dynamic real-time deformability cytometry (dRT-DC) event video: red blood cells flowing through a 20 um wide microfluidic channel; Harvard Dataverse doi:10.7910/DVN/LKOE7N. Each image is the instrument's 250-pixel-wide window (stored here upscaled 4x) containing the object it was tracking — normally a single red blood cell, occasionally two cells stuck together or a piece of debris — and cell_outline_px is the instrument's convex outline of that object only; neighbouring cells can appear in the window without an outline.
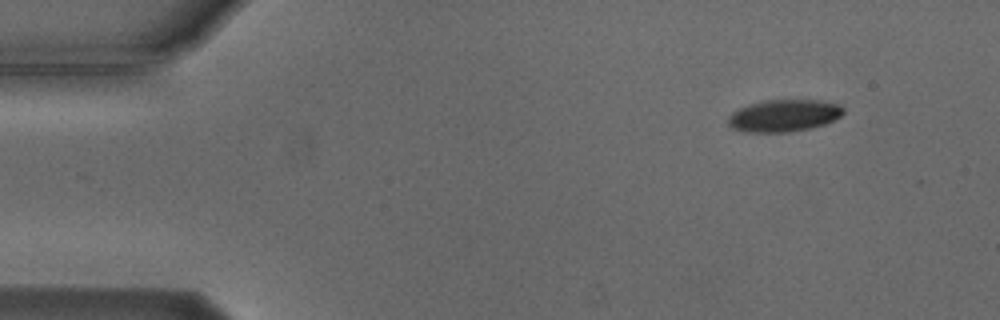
{"species": "Egyptian fruit bat (a non-hibernating species)", "species_latin": "Rousettus aegyptiacus", "temperature_condition": "cold", "stored_images_in_passage": 4, "camera_frame_rate_fps": 3000, "um_per_image_px": 0.085, "animal": {"sex": "male"}, "frame": {"image": 1, "passage_image": 1, "time_ms": 0.0, "image_size_px": [1000, 320], "cell_outline_px": [[844, 112], [840, 116], [824, 124], [808, 128], [788, 132], [748, 132], [732, 128], [728, 124], [728, 116], [732, 112], [748, 104], [764, 100], [820, 100], [840, 104], [844, 108]], "centroid_in_image_um": [66.62, 9.81], "position_along_channel_um": 18.4, "area_um2": 21.5}}
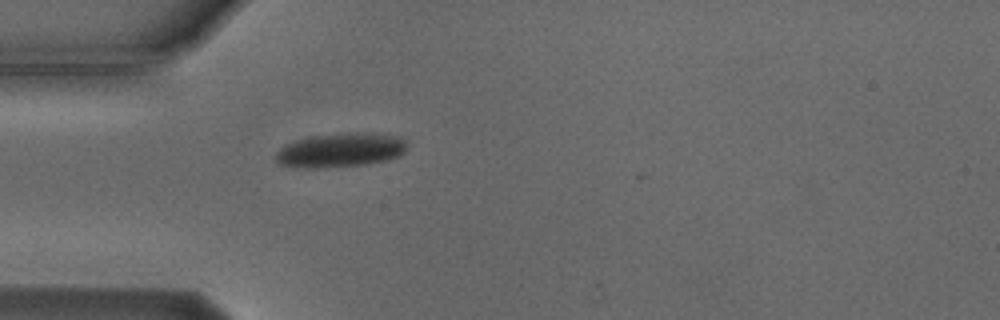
{"frame": {"image": 2, "passage_image": 4, "time_ms": 3.333, "image_size_px": [1000, 320], "cell_outline_px": [[404, 152], [400, 156], [388, 160], [368, 164], [324, 168], [308, 168], [280, 164], [272, 156], [284, 144], [296, 140], [312, 136], [336, 132], [372, 132], [400, 136], [404, 140]], "centroid_in_image_um": [28.93, 12.74], "position_along_channel_um": 56.1, "area_um2": 26.65}}